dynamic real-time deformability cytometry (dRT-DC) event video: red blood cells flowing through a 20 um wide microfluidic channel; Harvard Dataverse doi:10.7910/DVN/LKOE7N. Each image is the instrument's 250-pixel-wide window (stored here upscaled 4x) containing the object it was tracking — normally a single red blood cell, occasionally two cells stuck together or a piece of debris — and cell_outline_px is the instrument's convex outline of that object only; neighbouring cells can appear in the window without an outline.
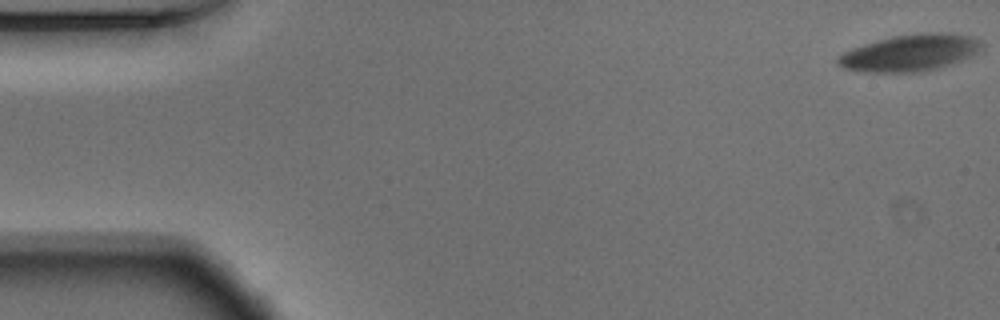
{"species": "Egyptian fruit bat (a non-hibernating species)", "species_latin": "Rousettus aegyptiacus", "temperature_condition": "warm", "stored_images_in_passage": 51, "camera_frame_rate_fps": 3000, "um_per_image_px": 0.085, "animal": {"sex": "male"}, "frame": {"image": 1, "passage_image": 1, "time_ms": 0.0, "image_size_px": [1000, 320], "cell_outline_px": [[984, 48], [960, 60], [940, 68], [920, 72], [860, 72], [844, 68], [836, 64], [836, 60], [844, 52], [852, 48], [864, 44], [892, 36], [932, 32], [948, 32], [972, 36], [980, 40], [984, 44]], "centroid_in_image_um": [77.37, 4.49], "position_along_channel_um": 7.6, "area_um2": 30.81}}
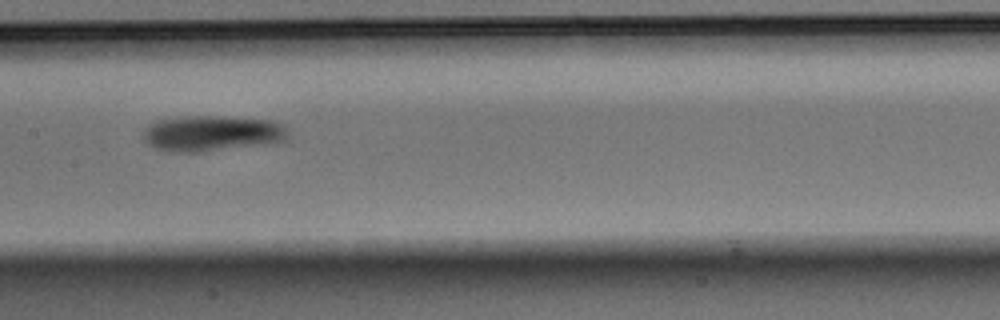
{"frame": {"image": 2, "passage_image": 27, "time_ms": 8.667, "image_size_px": [1000, 320], "cell_outline_px": [[288, 140], [264, 144], [200, 152], [168, 152], [156, 148], [148, 144], [144, 140], [144, 128], [152, 120], [180, 116], [224, 116], [276, 120], [284, 124], [288, 128]], "centroid_in_image_um": [18.02, 11.31], "position_along_channel_um": 189.4, "area_um2": 30.81}}
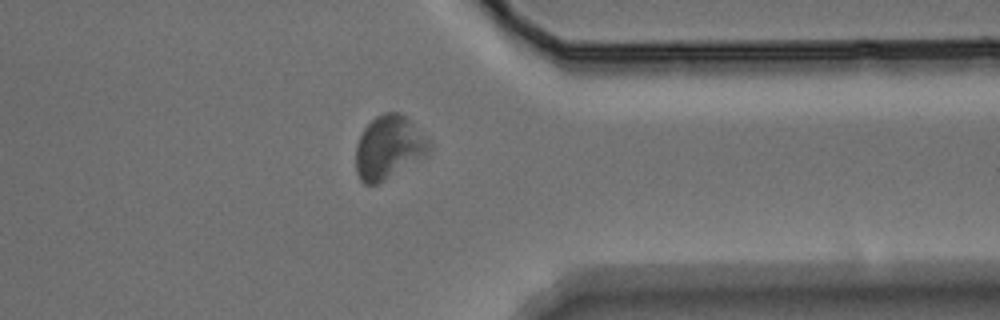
{"frame": {"image": 3, "passage_image": 43, "time_ms": 14.0, "image_size_px": [1000, 320], "cell_outline_px": [[432, 148], [428, 156], [376, 184], [364, 184], [360, 180], [356, 172], [356, 144], [364, 128], [376, 116], [384, 112], [400, 112], [428, 136], [432, 140]], "centroid_in_image_um": [33.1, 12.52], "position_along_channel_um": 378.3, "area_um2": 27.51}, "authors_computed_cell_mechanics": {"area_um2": 29.8248, "velocity_mm_per_s": 3.6738, "shape_relaxation_time_tau1_ms": 6.2862, "shape_relaxation_time_tau2_ms": 10.5977, "deformation_change_tau1": 0.1208, "deformation_change_tau2": 0.2086}}